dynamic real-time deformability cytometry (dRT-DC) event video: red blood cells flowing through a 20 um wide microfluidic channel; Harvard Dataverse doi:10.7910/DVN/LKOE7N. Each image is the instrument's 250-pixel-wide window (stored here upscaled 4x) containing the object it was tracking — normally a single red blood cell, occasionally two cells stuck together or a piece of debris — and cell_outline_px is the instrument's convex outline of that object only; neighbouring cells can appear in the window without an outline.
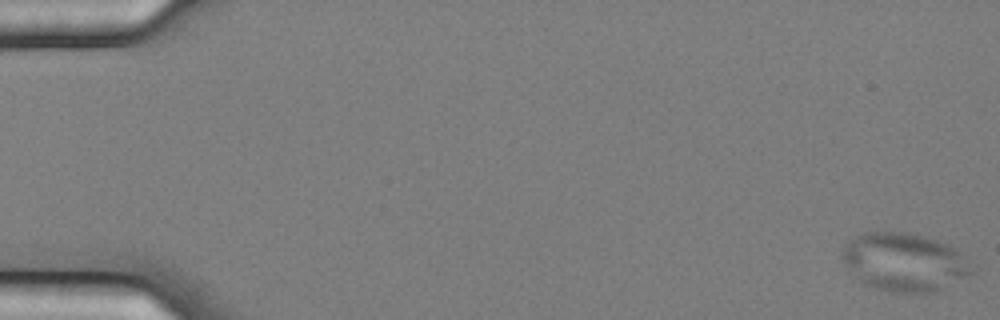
{"species": "common noctule bat (a hibernating species)", "species_latin": "Nyctalus noctula", "temperature_condition": "cold", "stored_images_in_passage": 2, "camera_frame_rate_fps": 3000, "um_per_image_px": 0.085, "animal": {"sex": "female", "body_mass_g": 25.1}, "frame": {"image": 1, "passage_image": 1, "time_ms": 0.0, "image_size_px": [1000, 320], "cell_outline_px": [[972, 272], [968, 276], [932, 292], [892, 292], [876, 288], [864, 284], [856, 276], [844, 260], [844, 248], [856, 236], [864, 232], [900, 232], [920, 236], [936, 240], [948, 244], [960, 252]], "centroid_in_image_um": [76.87, 22.28], "position_along_channel_um": 8.1, "area_um2": 42.54}}